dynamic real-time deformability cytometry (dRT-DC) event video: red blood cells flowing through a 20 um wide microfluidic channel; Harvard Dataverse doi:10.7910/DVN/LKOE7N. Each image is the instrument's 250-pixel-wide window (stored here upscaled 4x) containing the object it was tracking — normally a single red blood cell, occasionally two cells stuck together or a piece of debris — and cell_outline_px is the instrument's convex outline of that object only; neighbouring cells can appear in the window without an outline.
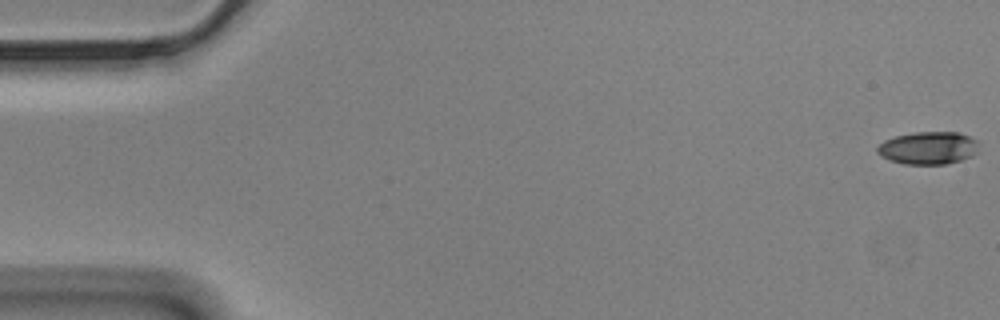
{"species": "Egyptian fruit bat (a non-hibernating species)", "species_latin": "Rousettus aegyptiacus", "temperature_condition": "cold", "stored_images_in_passage": 58, "segment_of_instrument_passage": [1, 2], "camera_frame_rate_fps": 3000, "um_per_image_px": 0.085, "animal": {"sex": "male"}, "frame": {"image": 1, "passage_image": 1, "time_ms": 0.0, "image_size_px": [1000, 320], "cell_outline_px": [[980, 144], [976, 152], [972, 156], [960, 160], [944, 164], [904, 164], [880, 156], [876, 152], [876, 148], [884, 140], [896, 136], [916, 132], [960, 132], [976, 140]], "centroid_in_image_um": [78.91, 12.57], "position_along_channel_um": 6.1, "area_um2": 19.31}}
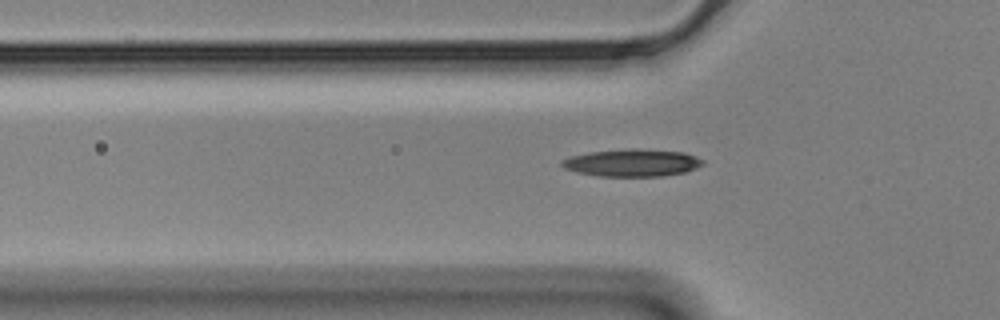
{"frame": {"image": 2, "passage_image": 19, "time_ms": 6.0, "image_size_px": [1000, 320], "cell_outline_px": [[704, 164], [696, 168], [684, 172], [664, 176], [600, 176], [576, 172], [564, 168], [560, 164], [560, 160], [572, 156], [592, 152], [632, 148], [636, 148], [684, 152], [696, 156], [704, 160]], "centroid_in_image_um": [53.75, 13.83], "position_along_channel_um": 72.0, "area_um2": 22.48}}
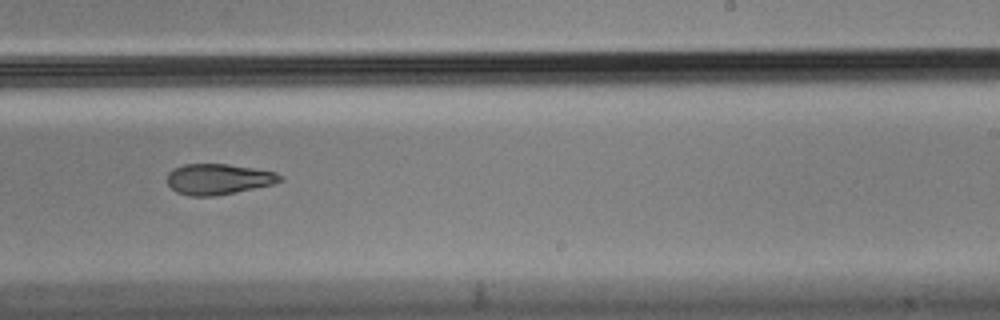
{"frame": {"image": 3, "passage_image": 36, "time_ms": 11.667, "image_size_px": [1000, 320], "cell_outline_px": [[284, 180], [272, 184], [236, 192], [216, 196], [188, 196], [176, 192], [168, 184], [168, 172], [172, 168], [184, 164], [228, 164], [276, 172], [284, 176]], "centroid_in_image_um": [18.56, 15.23], "position_along_channel_um": 270.4, "area_um2": 20.29}}